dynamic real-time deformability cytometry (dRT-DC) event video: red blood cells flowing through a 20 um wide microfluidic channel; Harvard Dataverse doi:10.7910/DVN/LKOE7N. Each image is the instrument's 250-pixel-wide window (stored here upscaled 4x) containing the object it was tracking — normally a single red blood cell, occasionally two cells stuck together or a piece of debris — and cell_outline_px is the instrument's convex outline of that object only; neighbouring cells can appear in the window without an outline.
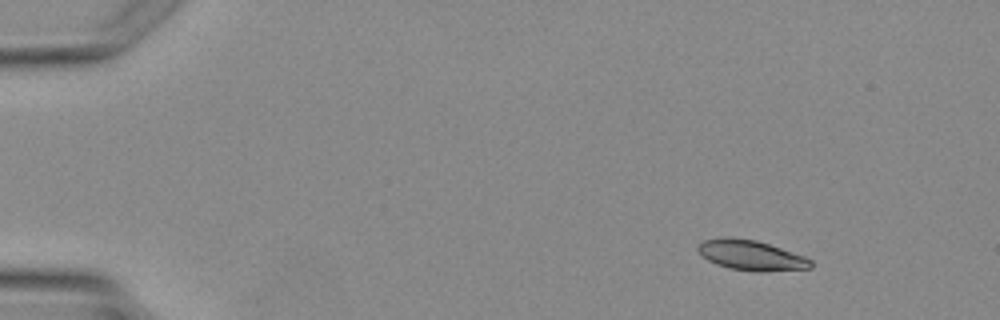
{"species": "Egyptian fruit bat (a non-hibernating species)", "species_latin": "Rousettus aegyptiacus", "temperature_condition": "warm", "stored_images_in_passage": 4, "camera_frame_rate_fps": 3000, "um_per_image_px": 0.085, "animal": {"sex": "female"}, "frame": {"image": 1, "passage_image": 2, "time_ms": 1.333, "image_size_px": [1000, 320], "cell_outline_px": [[812, 268], [764, 272], [756, 272], [728, 268], [716, 264], [708, 260], [696, 248], [704, 240], [720, 236], [728, 236], [756, 240], [804, 256], [812, 260]], "centroid_in_image_um": [63.84, 21.7], "position_along_channel_um": 21.2, "area_um2": 19.88}}
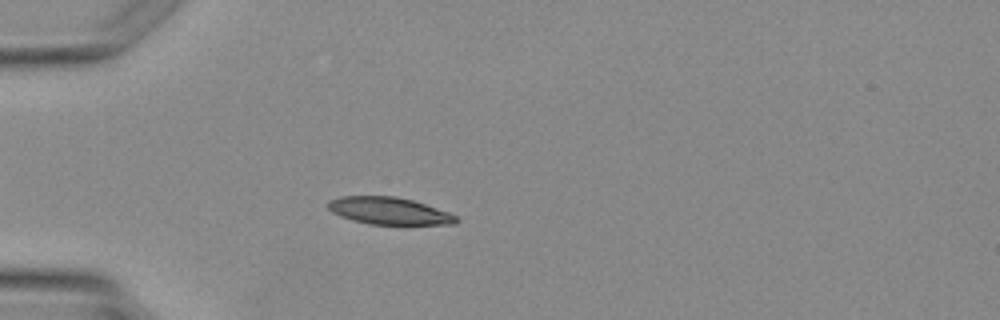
{"frame": {"image": 2, "passage_image": 4, "time_ms": 3.667, "image_size_px": [1000, 320], "cell_outline_px": [[460, 220], [456, 224], [368, 224], [352, 220], [340, 216], [332, 212], [328, 208], [328, 200], [340, 196], [396, 196], [412, 200], [448, 212], [456, 216]], "centroid_in_image_um": [33.04, 17.92], "position_along_channel_um": 52.0, "area_um2": 20.23}}